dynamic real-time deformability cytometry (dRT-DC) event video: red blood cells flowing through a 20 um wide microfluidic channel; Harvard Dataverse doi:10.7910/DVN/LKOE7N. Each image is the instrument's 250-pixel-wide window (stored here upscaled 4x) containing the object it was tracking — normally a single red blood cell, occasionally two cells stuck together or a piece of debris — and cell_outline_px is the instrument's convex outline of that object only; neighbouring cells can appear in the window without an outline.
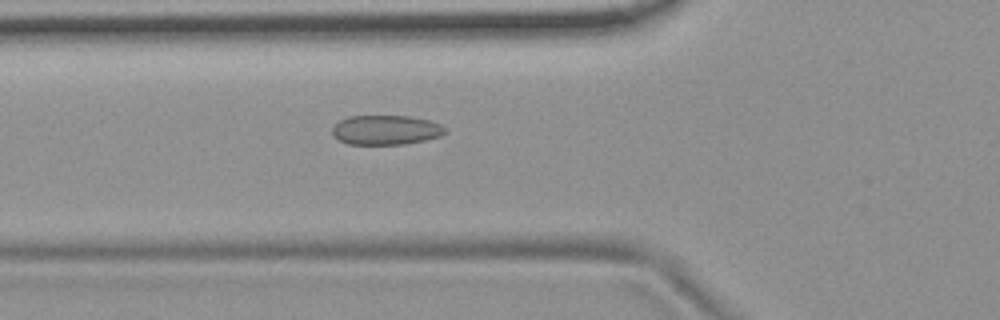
{"species": "common noctule bat (a hibernating species)", "species_latin": "Nyctalus noctula", "temperature_condition": "room temperature", "stored_images_in_passage": 42, "camera_frame_rate_fps": 3000, "um_per_image_px": 0.085, "animal": {"sex": "female", "body_mass_g": 19.9}, "frame": {"image": 1, "passage_image": 7, "time_ms": 2.0, "image_size_px": [1000, 320], "cell_outline_px": [[448, 132], [440, 136], [424, 140], [404, 144], [348, 144], [340, 140], [332, 132], [332, 128], [340, 120], [348, 116], [408, 116], [428, 120], [440, 124], [448, 128]], "centroid_in_image_um": [32.84, 11.04], "position_along_channel_um": 93.0, "area_um2": 19.36}}
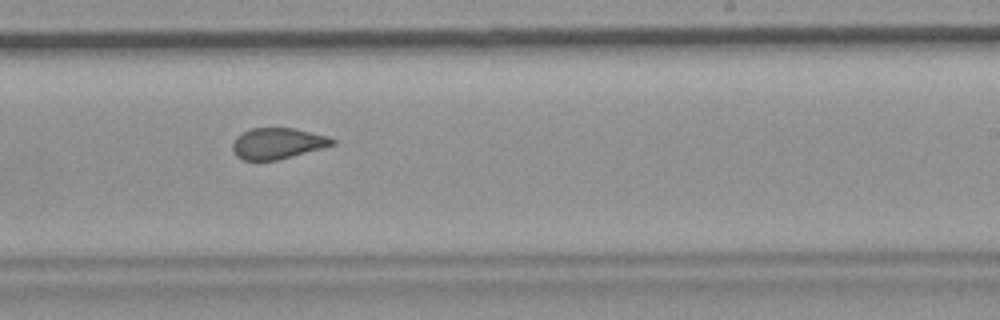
{"frame": {"image": 2, "passage_image": 21, "time_ms": 6.667, "image_size_px": [1000, 320], "cell_outline_px": [[336, 144], [324, 148], [280, 160], [244, 160], [236, 156], [232, 148], [232, 144], [236, 136], [252, 128], [296, 128], [328, 136], [336, 140]], "centroid_in_image_um": [23.63, 12.19], "position_along_channel_um": 265.4, "area_um2": 18.26}}
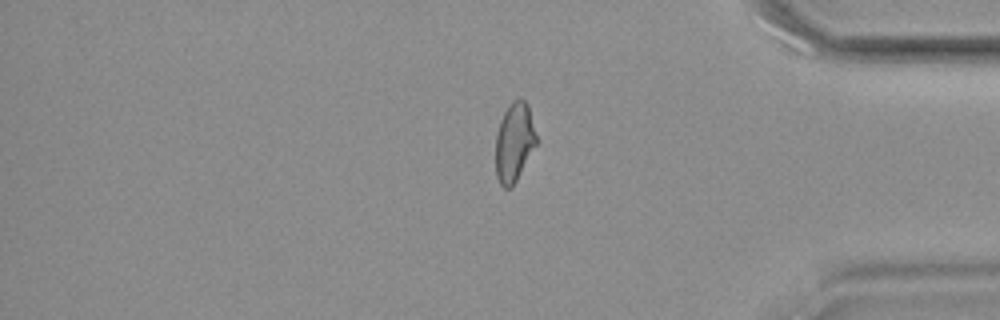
{"frame": {"image": 3, "passage_image": 33, "time_ms": 10.667, "image_size_px": [1000, 320], "cell_outline_px": [[536, 144], [512, 188], [504, 188], [500, 184], [496, 176], [496, 132], [500, 120], [504, 112], [512, 100], [520, 96], [528, 104], [536, 136]], "centroid_in_image_um": [43.69, 12.07], "position_along_channel_um": 391.5, "area_um2": 18.73}, "authors_computed_cell_mechanics": {"area_um2": 19.1607, "velocity_mm_per_s": 3.7017, "shape_relaxation_time_tau1_ms": null, "shape_relaxation_time_tau2_ms": 1.0616, "deformation_change_tau1": null, "deformation_change_tau2": 0.0607}}